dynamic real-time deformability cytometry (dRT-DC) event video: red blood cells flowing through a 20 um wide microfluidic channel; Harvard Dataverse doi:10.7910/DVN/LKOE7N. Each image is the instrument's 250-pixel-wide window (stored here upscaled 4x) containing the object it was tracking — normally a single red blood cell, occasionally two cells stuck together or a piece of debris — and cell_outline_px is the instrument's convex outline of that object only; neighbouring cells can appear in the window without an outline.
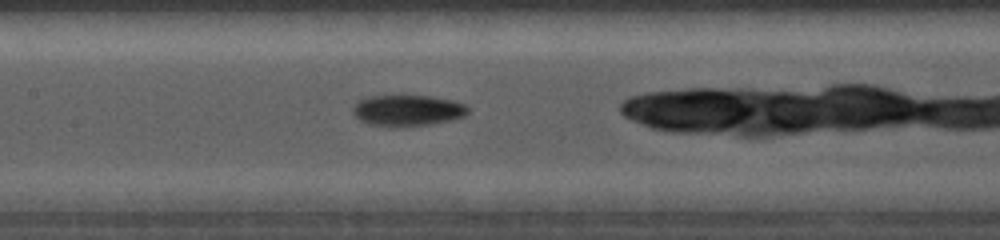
{"species": "common noctule bat (a hibernating species)", "species_latin": "Nyctalus noctula", "temperature_condition": "cold", "stored_images_in_passage": 20, "camera_frame_rate_fps": 5000, "um_per_image_px": 0.085, "animal": {"sex": "female", "body_mass_g": 19.0, "forearm_length_mm": 56.7}, "frame": {"image": 1, "passage_image": 6, "time_ms": 2.4, "image_size_px": [1000, 240], "cell_outline_px": [[472, 108], [464, 116], [452, 120], [404, 128], [388, 128], [368, 124], [360, 120], [352, 112], [352, 108], [360, 100], [368, 96], [432, 96], [452, 100], [464, 104]], "centroid_in_image_um": [34.65, 9.41], "position_along_channel_um": 172.8, "area_um2": 21.27}}
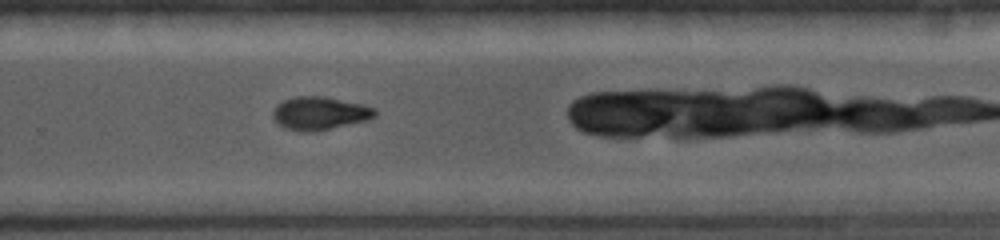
{"frame": {"image": 2, "passage_image": 12, "time_ms": 5.2, "image_size_px": [1000, 240], "cell_outline_px": [[376, 116], [368, 120], [312, 132], [300, 132], [284, 128], [272, 116], [272, 112], [276, 104], [284, 100], [296, 96], [324, 96], [364, 104], [376, 108]], "centroid_in_image_um": [27.18, 9.62], "position_along_channel_um": 302.6, "area_um2": 19.83}}
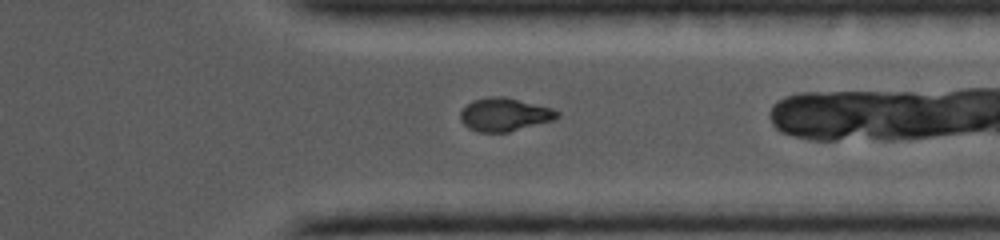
{"frame": {"image": 3, "passage_image": 15, "time_ms": 6.6, "image_size_px": [1000, 240], "cell_outline_px": [[560, 116], [556, 120], [508, 132], [476, 132], [468, 128], [460, 120], [460, 112], [472, 100], [488, 96], [504, 96], [552, 108], [560, 112]], "centroid_in_image_um": [42.9, 9.74], "position_along_channel_um": 368.5, "area_um2": 18.96}}